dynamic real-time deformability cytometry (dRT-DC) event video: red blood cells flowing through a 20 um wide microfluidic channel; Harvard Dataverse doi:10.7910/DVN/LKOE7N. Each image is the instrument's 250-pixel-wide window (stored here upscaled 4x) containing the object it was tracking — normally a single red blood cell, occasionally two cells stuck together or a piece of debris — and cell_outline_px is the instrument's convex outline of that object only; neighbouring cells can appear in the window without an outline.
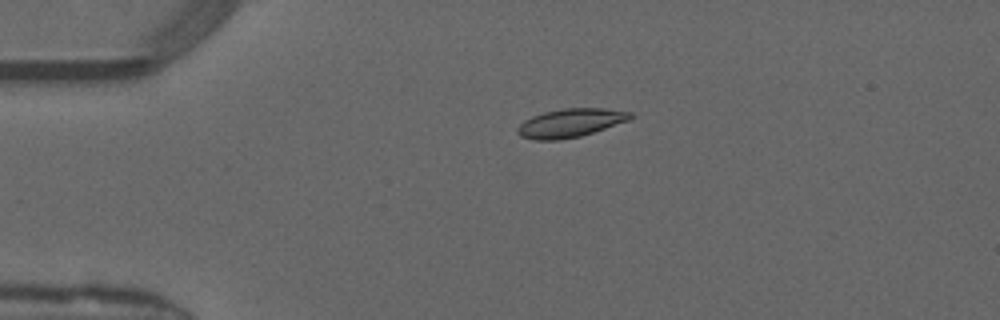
{"species": "common noctule bat (a hibernating species)", "species_latin": "Nyctalus noctula", "temperature_condition": "warm", "stored_images_in_passage": 34, "camera_frame_rate_fps": 3000, "um_per_image_px": 0.085, "animal": {"sex": "male", "forearm_length_mm": 52.5}, "frame": {"image": 1, "passage_image": 1, "time_ms": 0.0, "image_size_px": [1000, 320], "cell_outline_px": [[636, 116], [628, 120], [580, 136], [560, 140], [536, 140], [520, 136], [516, 132], [516, 128], [524, 120], [532, 116], [544, 112], [564, 108], [604, 108], [632, 112]], "centroid_in_image_um": [48.47, 10.44], "position_along_channel_um": 36.5, "area_um2": 18.73}}
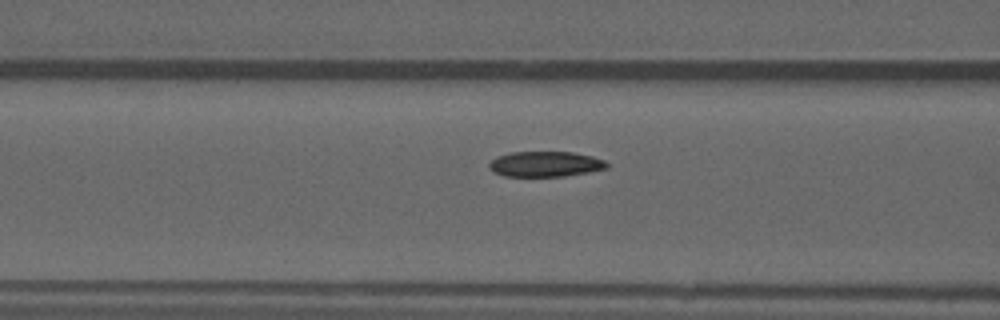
{"frame": {"image": 2, "passage_image": 10, "time_ms": 3.0, "image_size_px": [1000, 320], "cell_outline_px": [[608, 168], [588, 172], [564, 176], [504, 176], [488, 168], [488, 164], [496, 156], [508, 152], [572, 152], [592, 156], [604, 160], [608, 164]], "centroid_in_image_um": [46.34, 13.94], "position_along_channel_um": 120.3, "area_um2": 17.4}}
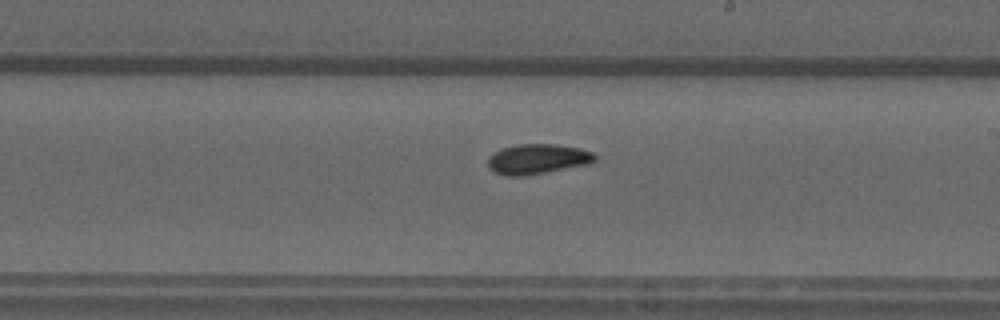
{"frame": {"image": 3, "passage_image": 19, "time_ms": 6.0, "image_size_px": [1000, 320], "cell_outline_px": [[596, 160], [592, 164], [524, 176], [504, 176], [492, 172], [488, 168], [488, 160], [496, 152], [504, 148], [520, 144], [556, 144], [580, 148], [592, 152], [596, 156]], "centroid_in_image_um": [45.73, 13.54], "position_along_channel_um": 243.3, "area_um2": 18.84}, "authors_computed_cell_mechanics": {"area_um2": 18.0914, "velocity_mm_per_s": 4.115, "shape_relaxation_time_tau1_ms": 6.2269, "shape_relaxation_time_tau2_ms": 3.4494, "deformation_change_tau1": 0.1247, "deformation_change_tau2": 0.0644}}